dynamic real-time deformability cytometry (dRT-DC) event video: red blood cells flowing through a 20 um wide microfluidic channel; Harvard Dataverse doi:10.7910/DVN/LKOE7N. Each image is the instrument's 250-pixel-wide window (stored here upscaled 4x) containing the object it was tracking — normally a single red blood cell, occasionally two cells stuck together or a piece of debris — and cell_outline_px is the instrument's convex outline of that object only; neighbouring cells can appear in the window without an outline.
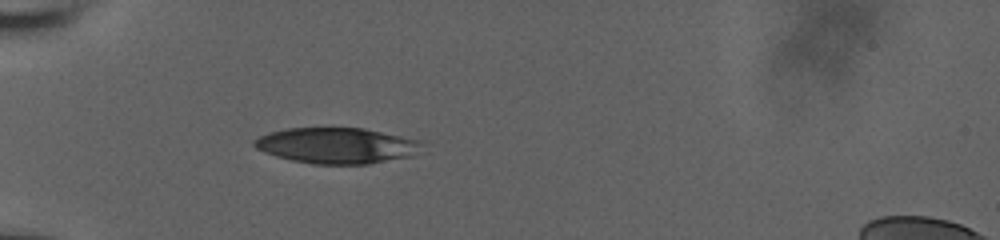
{"species": "human", "species_latin": "Homo sapiens", "temperature_condition": "room temperature", "stored_images_in_passage": 38, "camera_frame_rate_fps": 3000, "um_per_image_px": 0.085, "donor": {"sex": "male"}, "frame": {"image": 1, "passage_image": 1, "time_ms": 0.0, "image_size_px": [1000, 240], "cell_outline_px": [[428, 144], [412, 156], [368, 164], [312, 164], [292, 160], [276, 156], [264, 152], [256, 148], [252, 144], [252, 140], [268, 132], [288, 128], [364, 128], [428, 140]], "centroid_in_image_um": [28.73, 12.36], "position_along_channel_um": 56.3, "area_um2": 35.72}}
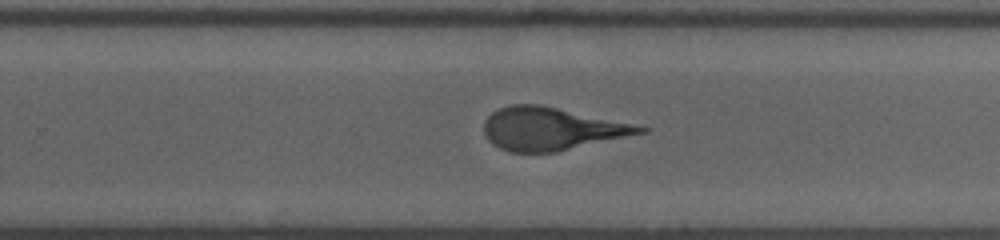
{"frame": {"image": 2, "passage_image": 20, "time_ms": 6.333, "image_size_px": [1000, 240], "cell_outline_px": [[648, 132], [556, 152], [508, 152], [492, 144], [488, 140], [484, 132], [484, 120], [492, 112], [500, 108], [512, 104], [540, 104], [648, 128]], "centroid_in_image_um": [46.8, 10.96], "position_along_channel_um": 283.0, "area_um2": 38.44}}
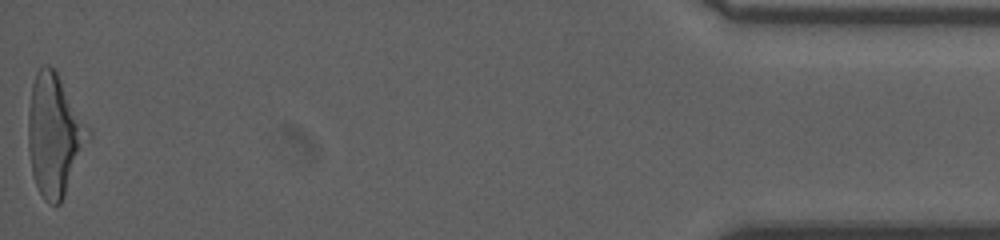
{"frame": {"image": 3, "passage_image": 38, "time_ms": 12.333, "image_size_px": [1000, 240], "cell_outline_px": [[92, 136], [64, 196], [60, 204], [48, 204], [44, 200], [36, 184], [32, 172], [28, 148], [28, 112], [32, 84], [36, 72], [44, 64], [48, 64], [56, 72], [92, 128]], "centroid_in_image_um": [4.66, 11.47], "position_along_channel_um": 430.5, "area_um2": 42.95}}